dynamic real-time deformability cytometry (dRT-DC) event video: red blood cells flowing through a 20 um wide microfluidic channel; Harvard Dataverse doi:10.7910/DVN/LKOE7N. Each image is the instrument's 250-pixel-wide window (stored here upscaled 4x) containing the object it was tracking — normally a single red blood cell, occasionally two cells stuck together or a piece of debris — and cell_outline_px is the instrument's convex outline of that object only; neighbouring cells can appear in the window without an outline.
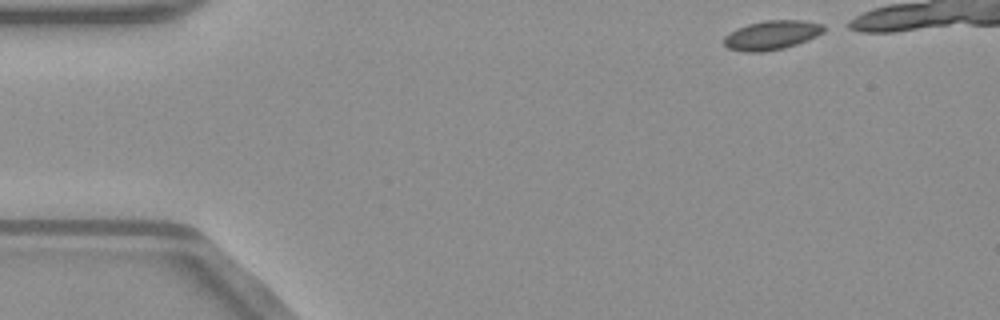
{"species": "common noctule bat (a hibernating species)", "species_latin": "Nyctalus noctula", "temperature_condition": "warm", "stored_images_in_passage": 37, "camera_frame_rate_fps": 3000, "um_per_image_px": 0.085, "animal": {"sex": "male", "body_mass_g": 23.1, "forearm_length_mm": 52.7}, "frame": {"image": 1, "passage_image": 1, "time_ms": 0.0, "image_size_px": [1000, 320], "cell_outline_px": [[824, 32], [816, 36], [796, 44], [784, 48], [764, 52], [744, 52], [728, 48], [724, 44], [724, 36], [736, 28], [748, 24], [764, 20], [804, 20], [824, 24]], "centroid_in_image_um": [65.58, 2.98], "position_along_channel_um": 19.4, "area_um2": 17.05}}
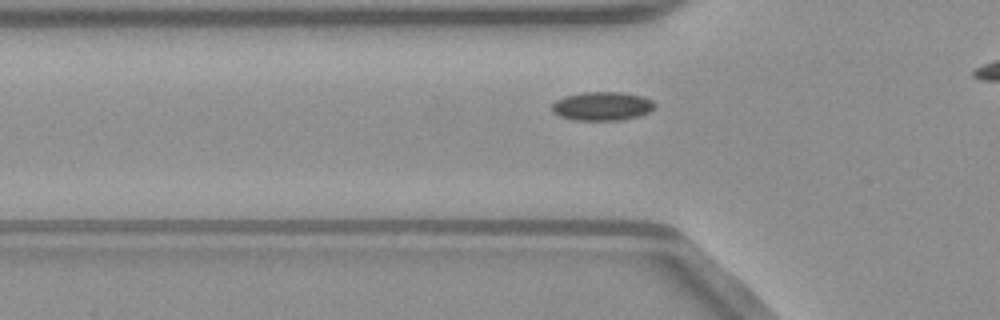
{"frame": {"image": 2, "passage_image": 12, "time_ms": 3.667, "image_size_px": [1000, 320], "cell_outline_px": [[656, 104], [648, 112], [640, 116], [620, 120], [572, 120], [560, 116], [552, 112], [552, 104], [556, 100], [564, 96], [584, 92], [620, 92], [644, 96], [652, 100]], "centroid_in_image_um": [51.17, 9.02], "position_along_channel_um": 74.6, "area_um2": 17.28}}
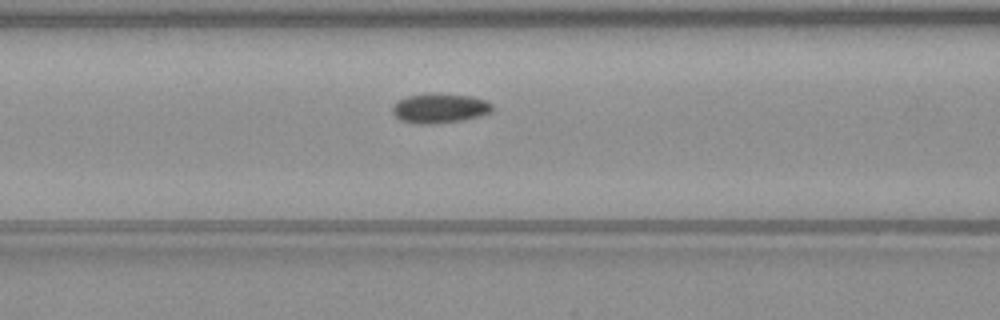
{"frame": {"image": 3, "passage_image": 16, "time_ms": 5.0, "image_size_px": [1000, 320], "cell_outline_px": [[492, 112], [480, 116], [464, 120], [436, 124], [416, 124], [400, 120], [392, 112], [392, 108], [400, 100], [408, 96], [468, 96], [484, 100], [492, 104]], "centroid_in_image_um": [37.4, 9.27], "position_along_channel_um": 129.2, "area_um2": 16.42}}